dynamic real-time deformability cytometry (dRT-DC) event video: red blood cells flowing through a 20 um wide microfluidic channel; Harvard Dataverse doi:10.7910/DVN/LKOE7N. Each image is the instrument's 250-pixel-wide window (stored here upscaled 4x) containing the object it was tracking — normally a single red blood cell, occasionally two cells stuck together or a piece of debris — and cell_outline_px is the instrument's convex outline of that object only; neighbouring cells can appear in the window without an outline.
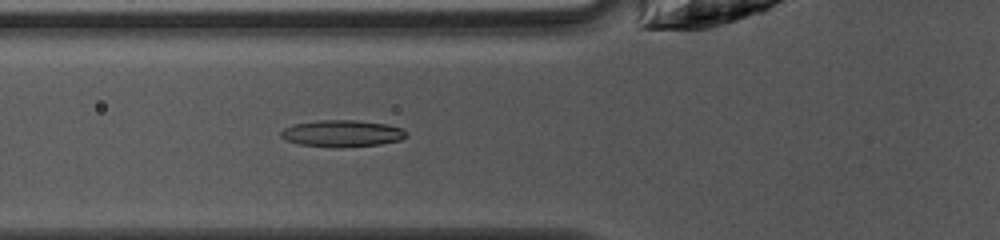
{"species": "common noctule bat (a hibernating species)", "species_latin": "Nyctalus noctula", "temperature_condition": "warm", "stored_images_in_passage": 39, "camera_frame_rate_fps": 3000, "um_per_image_px": 0.085, "animal": {"sex": "female", "body_mass_g": 10.0, "forearm_length_mm": 53.1}, "frame": {"image": 1, "passage_image": 9, "time_ms": 2.667, "image_size_px": [1000, 240], "cell_outline_px": [[408, 136], [400, 140], [380, 144], [340, 148], [336, 148], [300, 144], [288, 140], [280, 136], [280, 132], [284, 128], [292, 124], [320, 120], [356, 120], [388, 124], [400, 128], [408, 132]], "centroid_in_image_um": [29.1, 11.34], "position_along_channel_um": 96.7, "area_um2": 19.65}}
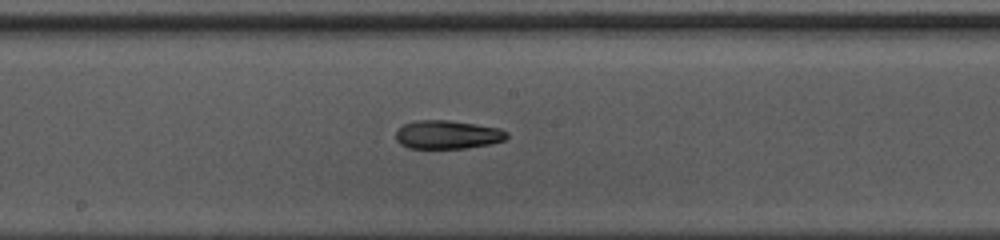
{"frame": {"image": 2, "passage_image": 17, "time_ms": 5.333, "image_size_px": [1000, 240], "cell_outline_px": [[508, 136], [504, 140], [492, 144], [468, 148], [408, 148], [400, 144], [396, 140], [396, 128], [404, 124], [416, 120], [448, 120], [476, 124], [500, 128], [508, 132]], "centroid_in_image_um": [38.03, 11.44], "position_along_channel_um": 210.2, "area_um2": 18.67}}
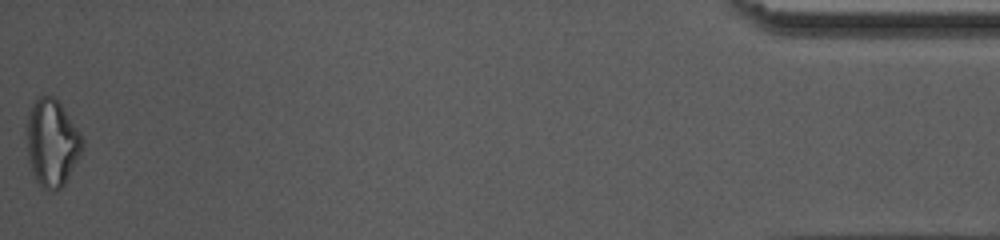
{"frame": {"image": 3, "passage_image": 39, "time_ms": 12.667, "image_size_px": [1000, 240], "cell_outline_px": [[84, 144], [80, 156], [64, 184], [56, 192], [48, 192], [36, 180], [28, 160], [28, 112], [32, 104], [40, 96], [56, 96], [80, 132], [84, 140]], "centroid_in_image_um": [4.45, 12.14], "position_along_channel_um": 430.8, "area_um2": 28.21}, "authors_computed_cell_mechanics": {"area_um2": 19.0162, "velocity_mm_per_s": 4.2183, "shape_relaxation_time_tau1_ms": 5.5113, "shape_relaxation_time_tau2_ms": 4.0749, "deformation_change_tau1": 0.1622, "deformation_change_tau2": 0.1335}}